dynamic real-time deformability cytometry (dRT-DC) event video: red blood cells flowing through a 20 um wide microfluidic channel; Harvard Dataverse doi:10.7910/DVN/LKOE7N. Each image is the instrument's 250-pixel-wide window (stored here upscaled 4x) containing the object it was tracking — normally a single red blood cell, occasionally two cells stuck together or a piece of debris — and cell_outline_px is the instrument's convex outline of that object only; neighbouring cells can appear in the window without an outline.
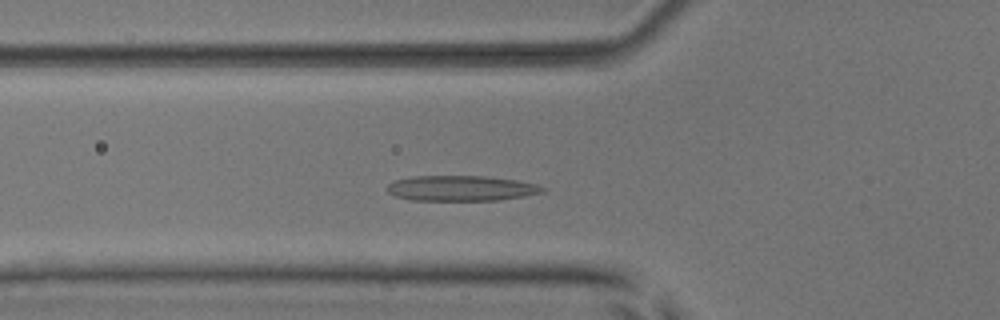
{"species": "common noctule bat (a hibernating species)", "species_latin": "Nyctalus noctula", "temperature_condition": "room temperature", "stored_images_in_passage": 38, "camera_frame_rate_fps": 3000, "um_per_image_px": 0.085, "animal": {"sex": "male", "body_mass_g": 17.9, "forearm_length_mm": 54.2}, "frame": {"image": 1, "passage_image": 4, "time_ms": 1.0, "image_size_px": [1000, 320], "cell_outline_px": [[544, 192], [524, 196], [496, 200], [412, 200], [396, 196], [388, 192], [388, 184], [392, 180], [412, 176], [484, 176], [516, 180], [536, 184], [544, 188]], "centroid_in_image_um": [39.16, 15.99], "position_along_channel_um": 86.6, "area_um2": 22.83}}
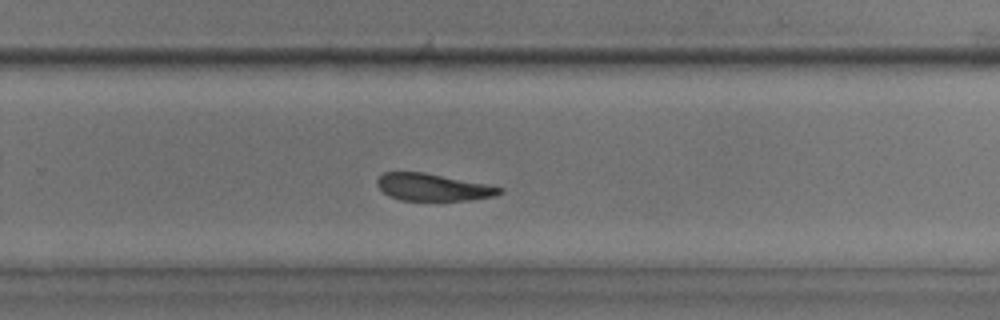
{"frame": {"image": 2, "passage_image": 20, "time_ms": 6.333, "image_size_px": [1000, 320], "cell_outline_px": [[504, 192], [496, 196], [468, 200], [400, 200], [388, 196], [376, 184], [376, 180], [384, 172], [424, 172], [488, 184], [504, 188]], "centroid_in_image_um": [36.83, 15.91], "position_along_channel_um": 293.0, "area_um2": 19.48}}
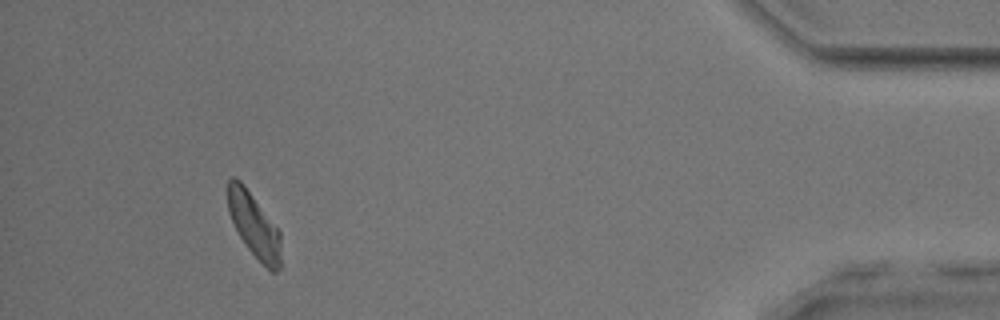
{"frame": {"image": 3, "passage_image": 34, "time_ms": 11.0, "image_size_px": [1000, 320], "cell_outline_px": [[280, 268], [276, 272], [272, 272], [244, 244], [228, 212], [228, 180], [232, 176], [240, 180], [244, 184], [280, 232]], "centroid_in_image_um": [21.58, 19.12], "position_along_channel_um": 413.6, "area_um2": 19.42}, "authors_computed_cell_mechanics": {"area_um2": 20.6057, "velocity_mm_per_s": 3.878, "shape_relaxation_time_tau1_ms": 4.6805, "shape_relaxation_time_tau2_ms": 2.31, "deformation_change_tau1": 0.143, "deformation_change_tau2": 0.1009}}